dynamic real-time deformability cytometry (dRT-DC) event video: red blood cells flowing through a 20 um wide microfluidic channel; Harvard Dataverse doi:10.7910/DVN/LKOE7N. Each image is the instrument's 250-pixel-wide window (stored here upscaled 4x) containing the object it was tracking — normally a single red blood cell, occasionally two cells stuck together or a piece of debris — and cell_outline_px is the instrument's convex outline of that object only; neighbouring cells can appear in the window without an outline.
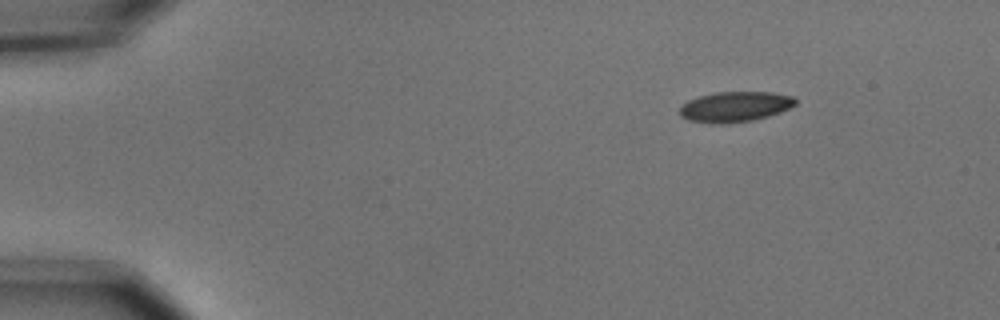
{"species": "common noctule bat (a hibernating species)", "species_latin": "Nyctalus noctula", "temperature_condition": "cold", "stored_images_in_passage": 4, "segment_of_instrument_passage": [1, 2], "camera_frame_rate_fps": 3000, "um_per_image_px": 0.085, "animal": {"sex": "male", "body_mass_g": 15.6}, "frame": {"image": 1, "passage_image": 1, "time_ms": 0.0, "image_size_px": [1000, 320], "cell_outline_px": [[796, 104], [780, 112], [768, 116], [752, 120], [720, 124], [712, 124], [688, 120], [680, 116], [680, 108], [688, 100], [700, 96], [716, 92], [772, 92], [792, 96], [796, 100]], "centroid_in_image_um": [62.46, 9.07], "position_along_channel_um": 22.5, "area_um2": 20.35}}